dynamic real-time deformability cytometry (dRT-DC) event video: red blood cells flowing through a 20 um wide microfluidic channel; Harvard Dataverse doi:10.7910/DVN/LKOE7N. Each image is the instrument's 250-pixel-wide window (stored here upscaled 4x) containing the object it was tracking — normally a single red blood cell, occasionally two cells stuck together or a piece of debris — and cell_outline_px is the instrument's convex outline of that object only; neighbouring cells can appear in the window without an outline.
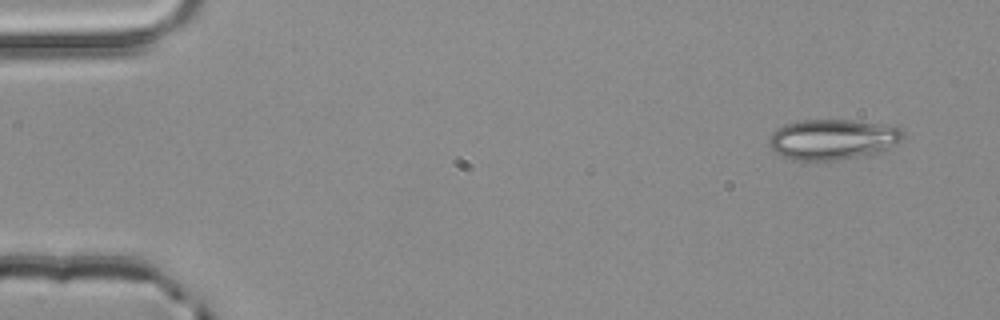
{"species": "common noctule bat (a hibernating species)", "species_latin": "Nyctalus noctula", "temperature_condition": "room temperature", "stored_images_in_passage": 3, "camera_frame_rate_fps": 3000, "um_per_image_px": 0.085, "animal": {"sex": "male", "body_mass_g": 20.4}, "frame": {"image": 1, "passage_image": 1, "time_ms": 0.0, "image_size_px": [1000, 320], "cell_outline_px": [[904, 140], [880, 152], [836, 160], [792, 160], [776, 152], [768, 144], [768, 140], [772, 132], [776, 128], [784, 124], [800, 120], [852, 120], [880, 124], [900, 128], [904, 132]], "centroid_in_image_um": [70.77, 11.84], "position_along_channel_um": 14.2, "area_um2": 31.56}}